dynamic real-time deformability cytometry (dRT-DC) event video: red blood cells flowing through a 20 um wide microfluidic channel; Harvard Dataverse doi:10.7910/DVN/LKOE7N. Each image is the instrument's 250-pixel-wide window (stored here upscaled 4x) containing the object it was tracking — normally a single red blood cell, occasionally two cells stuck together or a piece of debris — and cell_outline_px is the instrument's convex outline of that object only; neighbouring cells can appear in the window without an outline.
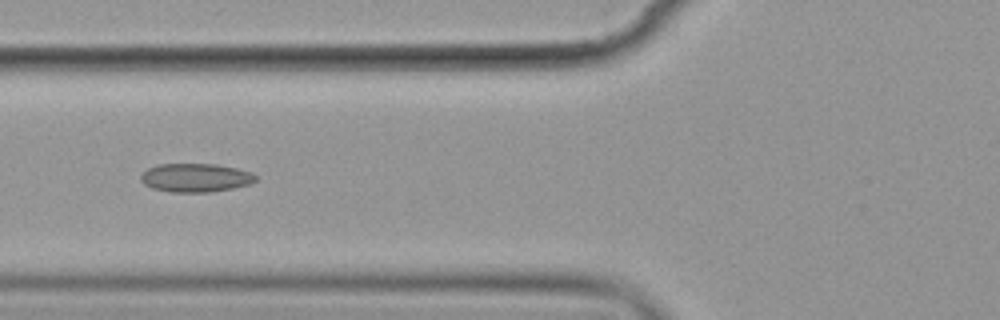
{"species": "common noctule bat (a hibernating species)", "species_latin": "Nyctalus noctula", "temperature_condition": "cold", "stored_images_in_passage": 8, "camera_frame_rate_fps": 3000, "um_per_image_px": 0.085, "animal": {"sex": "female", "body_mass_g": 19.9}, "frame": {"image": 1, "passage_image": 6, "time_ms": 6.0, "image_size_px": [1000, 320], "cell_outline_px": [[256, 180], [248, 184], [232, 188], [212, 192], [172, 192], [152, 188], [144, 184], [140, 180], [140, 176], [148, 168], [156, 164], [216, 164], [236, 168], [252, 172], [256, 176]], "centroid_in_image_um": [16.6, 15.1], "position_along_channel_um": 109.2, "area_um2": 19.13}}
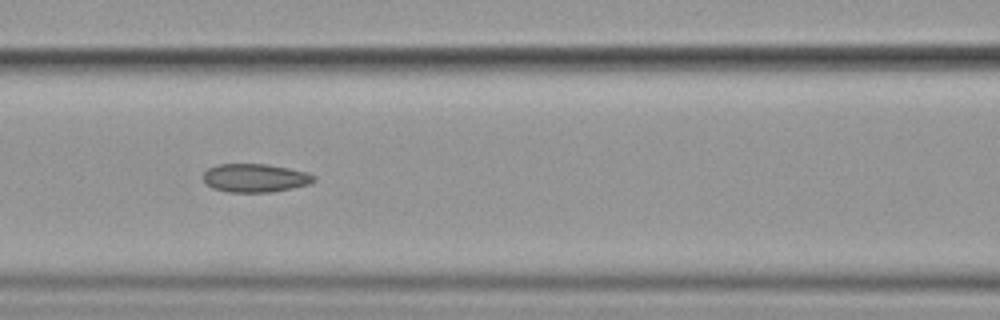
{"frame": {"image": 2, "passage_image": 7, "time_ms": 7.0, "image_size_px": [1000, 320], "cell_outline_px": [[316, 180], [308, 184], [292, 188], [272, 192], [228, 192], [212, 188], [204, 184], [204, 172], [208, 168], [216, 164], [268, 164], [288, 168], [304, 172], [316, 176]], "centroid_in_image_um": [21.65, 15.13], "position_along_channel_um": 145.0, "area_um2": 18.38}}
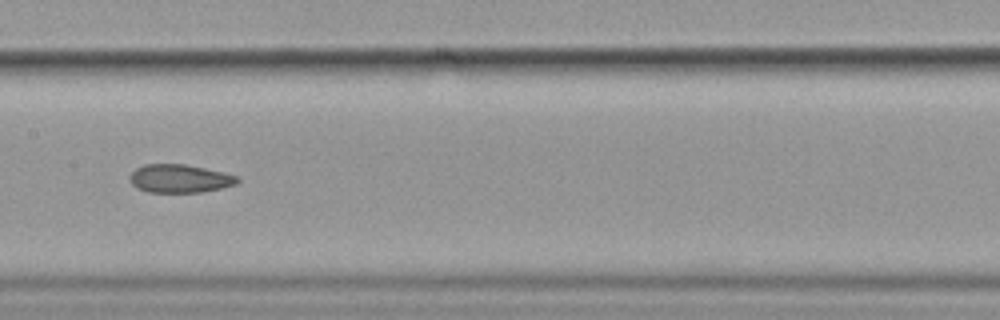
{"frame": {"image": 3, "passage_image": 8, "time_ms": 8.333, "image_size_px": [1000, 320], "cell_outline_px": [[240, 180], [236, 184], [220, 188], [200, 192], [148, 192], [136, 188], [132, 184], [128, 176], [136, 168], [144, 164], [184, 164], [224, 172], [236, 176]], "centroid_in_image_um": [15.24, 15.17], "position_along_channel_um": 192.2, "area_um2": 17.69}}